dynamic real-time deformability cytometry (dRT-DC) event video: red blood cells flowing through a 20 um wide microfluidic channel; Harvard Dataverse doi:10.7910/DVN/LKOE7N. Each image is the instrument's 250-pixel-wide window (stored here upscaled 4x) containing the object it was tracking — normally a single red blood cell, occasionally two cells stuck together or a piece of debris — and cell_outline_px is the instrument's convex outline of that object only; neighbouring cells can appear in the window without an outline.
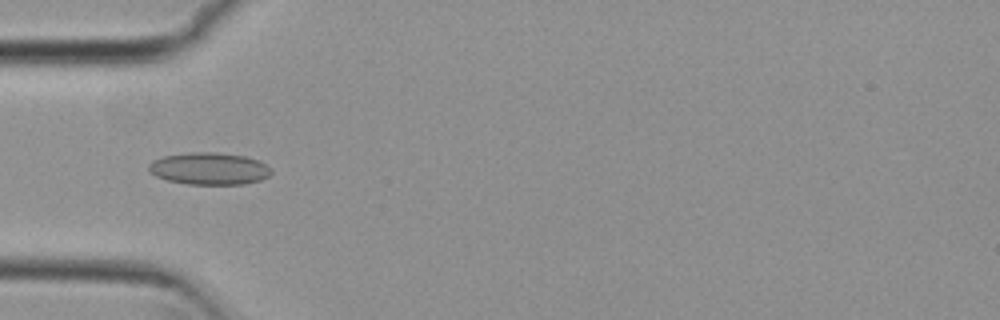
{"species": "common noctule bat (a hibernating species)", "species_latin": "Nyctalus noctula", "temperature_condition": "cold", "stored_images_in_passage": 32, "camera_frame_rate_fps": 3000, "um_per_image_px": 0.085, "animal": {"sex": "female", "body_mass_g": 29.2, "forearm_length_mm": 56.3}, "frame": {"image": 1, "passage_image": 2, "time_ms": 0.333, "image_size_px": [1000, 320], "cell_outline_px": [[272, 172], [268, 176], [260, 180], [244, 184], [188, 184], [168, 180], [156, 176], [148, 168], [148, 164], [152, 160], [164, 156], [192, 152], [216, 152], [244, 156], [256, 160], [272, 168]], "centroid_in_image_um": [17.78, 14.33], "position_along_channel_um": 67.2, "area_um2": 22.77}}
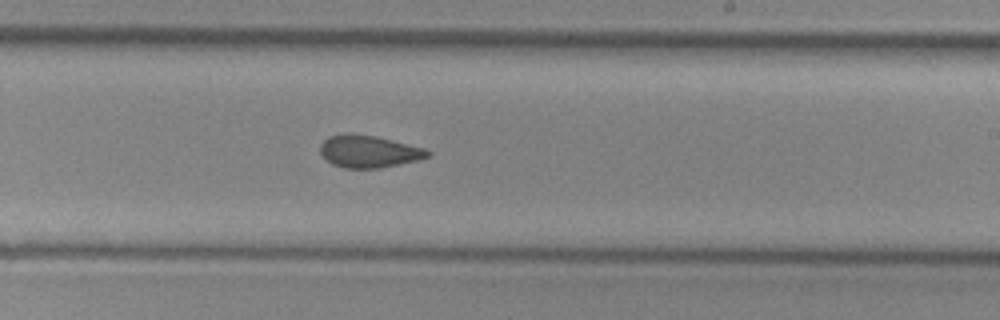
{"frame": {"image": 2, "passage_image": 17, "time_ms": 5.333, "image_size_px": [1000, 320], "cell_outline_px": [[432, 152], [428, 156], [420, 160], [380, 168], [344, 168], [332, 164], [320, 152], [320, 144], [328, 136], [344, 132], [352, 132], [376, 136], [424, 148]], "centroid_in_image_um": [31.33, 12.85], "position_along_channel_um": 257.7, "area_um2": 20.4}}
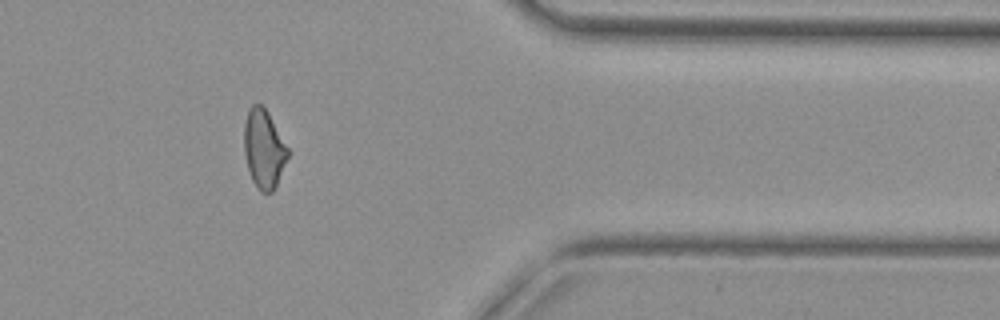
{"frame": {"image": 3, "passage_image": 29, "time_ms": 9.333, "image_size_px": [1000, 320], "cell_outline_px": [[288, 156], [276, 184], [272, 192], [260, 192], [252, 180], [248, 168], [244, 152], [244, 124], [248, 108], [252, 104], [260, 104], [268, 112], [288, 148]], "centroid_in_image_um": [22.4, 12.63], "position_along_channel_um": 389.0, "area_um2": 19.77}, "authors_computed_cell_mechanics": {"area_um2": 20.4901, "velocity_mm_per_s": 3.8076, "shape_relaxation_time_tau1_ms": null, "shape_relaxation_time_tau2_ms": 2.7147, "deformation_change_tau1": null, "deformation_change_tau2": 0.0874}}